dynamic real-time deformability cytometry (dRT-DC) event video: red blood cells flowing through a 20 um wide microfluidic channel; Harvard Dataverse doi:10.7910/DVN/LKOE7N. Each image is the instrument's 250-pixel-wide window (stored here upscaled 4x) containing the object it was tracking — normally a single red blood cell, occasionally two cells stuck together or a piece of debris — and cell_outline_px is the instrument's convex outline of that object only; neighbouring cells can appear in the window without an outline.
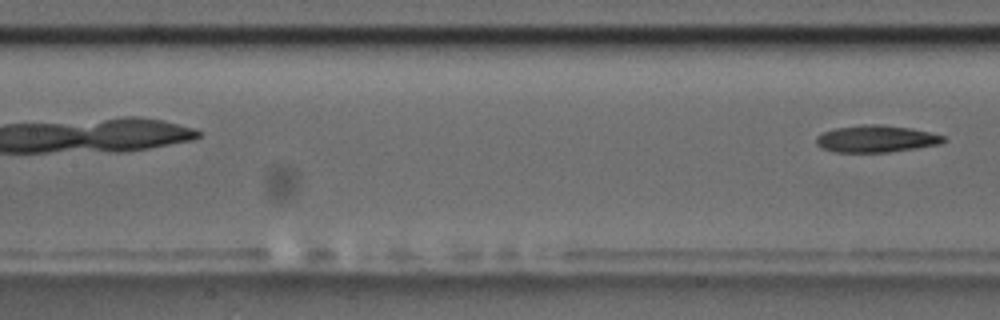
{"species": "common noctule bat (a hibernating species)", "species_latin": "Nyctalus noctula", "temperature_condition": "room temperature", "stored_images_in_passage": 6, "camera_frame_rate_fps": 3000, "um_per_image_px": 0.085, "animal": {"sex": "male", "body_mass_g": 17.5, "forearm_length_mm": 52.3}, "frame": {"image": 1, "passage_image": 6, "time_ms": 1.667, "image_size_px": [1000, 320], "cell_outline_px": [[948, 140], [940, 144], [916, 148], [888, 152], [832, 152], [820, 148], [816, 144], [816, 136], [824, 132], [836, 128], [864, 124], [880, 124], [912, 128], [944, 136]], "centroid_in_image_um": [74.46, 11.8], "position_along_channel_um": 132.9, "area_um2": 20.11}}